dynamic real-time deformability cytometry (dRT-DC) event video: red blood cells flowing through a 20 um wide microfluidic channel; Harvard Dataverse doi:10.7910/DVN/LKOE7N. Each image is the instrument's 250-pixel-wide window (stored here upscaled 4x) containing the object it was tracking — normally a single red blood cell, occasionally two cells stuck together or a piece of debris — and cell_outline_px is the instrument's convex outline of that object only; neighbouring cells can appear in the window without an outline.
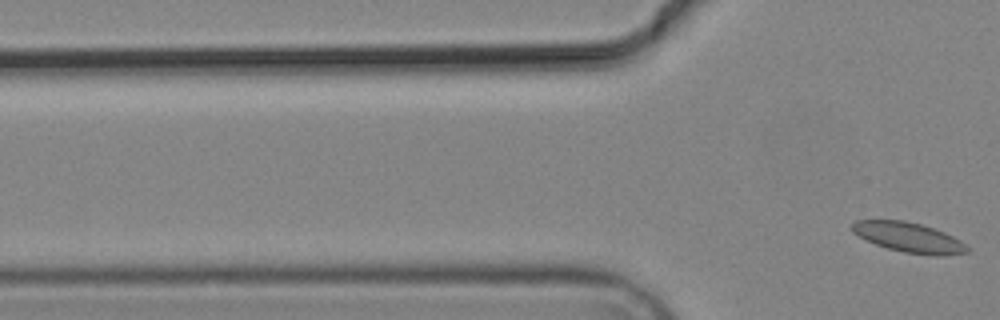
{"species": "common noctule bat (a hibernating species)", "species_latin": "Nyctalus noctula", "temperature_condition": "cold", "stored_images_in_passage": 5, "segment_of_instrument_passage": [2, 2], "camera_frame_rate_fps": 3000, "um_per_image_px": 0.085, "animal": {"sex": "male", "body_mass_g": 19.2, "forearm_length_mm": 51.8}, "frame": {"image": 1, "passage_image": 5, "time_ms": 5.333, "image_size_px": [1000, 320], "cell_outline_px": [[968, 252], [940, 256], [904, 252], [888, 248], [876, 244], [852, 232], [852, 224], [856, 220], [904, 220], [920, 224], [944, 232], [960, 240], [968, 248]], "centroid_in_image_um": [77.24, 20.17], "position_along_channel_um": 48.6, "area_um2": 19.65}}